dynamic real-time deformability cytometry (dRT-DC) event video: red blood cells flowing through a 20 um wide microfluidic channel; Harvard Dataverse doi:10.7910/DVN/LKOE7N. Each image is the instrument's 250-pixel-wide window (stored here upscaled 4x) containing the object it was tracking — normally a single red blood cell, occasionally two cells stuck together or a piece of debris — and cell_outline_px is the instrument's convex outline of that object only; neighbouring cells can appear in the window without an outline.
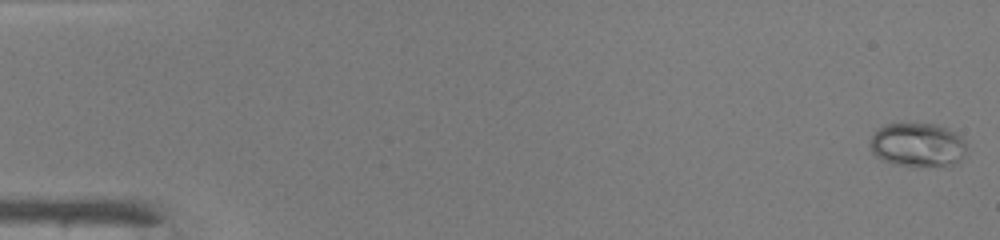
{"species": "common noctule bat (a hibernating species)", "species_latin": "Nyctalus noctula", "temperature_condition": "warm", "stored_images_in_passage": 48, "camera_frame_rate_fps": 3000, "um_per_image_px": 0.085, "animal": {"sex": "male", "body_mass_g": 19.0, "forearm_length_mm": 50.8}, "frame": {"image": 1, "passage_image": 1, "time_ms": 0.0, "image_size_px": [1000, 240], "cell_outline_px": [[964, 156], [956, 164], [948, 168], [912, 168], [896, 164], [884, 160], [876, 156], [872, 152], [872, 136], [880, 128], [888, 124], [936, 124], [948, 128], [956, 132], [964, 140]], "centroid_in_image_um": [78.07, 12.38], "position_along_channel_um": 6.9, "area_um2": 25.14}}
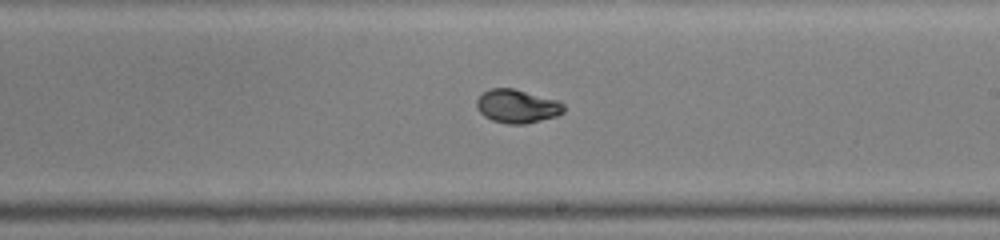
{"frame": {"image": 2, "passage_image": 29, "time_ms": 9.333, "image_size_px": [1000, 240], "cell_outline_px": [[564, 112], [556, 116], [524, 124], [508, 124], [492, 120], [484, 116], [476, 108], [476, 100], [488, 88], [512, 88], [560, 100], [564, 104]], "centroid_in_image_um": [43.96, 9.02], "position_along_channel_um": 245.0, "area_um2": 17.11}}
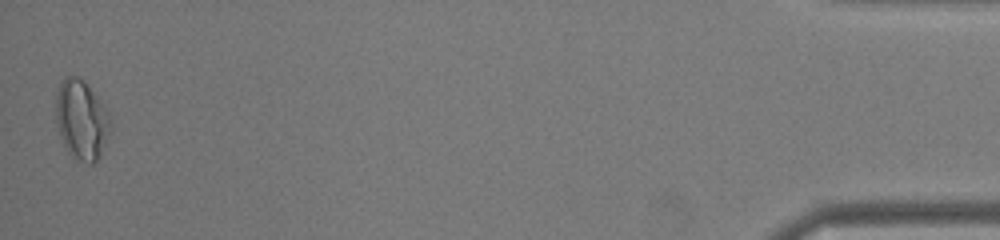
{"frame": {"image": 3, "passage_image": 48, "time_ms": 15.667, "image_size_px": [1000, 240], "cell_outline_px": [[112, 128], [96, 160], [92, 164], [88, 164], [72, 156], [68, 152], [60, 136], [56, 120], [56, 92], [60, 84], [68, 76], [76, 76], [84, 80], [108, 112], [112, 120]], "centroid_in_image_um": [6.93, 10.18], "position_along_channel_um": 428.3, "area_um2": 24.97}, "authors_computed_cell_mechanics": {"area_um2": 16.9932, "velocity_mm_per_s": 4.2627, "shape_relaxation_time_tau1_ms": 3.1578, "shape_relaxation_time_tau2_ms": 0.9084, "deformation_change_tau1": 0.1831, "deformation_change_tau2": 0.0364}}